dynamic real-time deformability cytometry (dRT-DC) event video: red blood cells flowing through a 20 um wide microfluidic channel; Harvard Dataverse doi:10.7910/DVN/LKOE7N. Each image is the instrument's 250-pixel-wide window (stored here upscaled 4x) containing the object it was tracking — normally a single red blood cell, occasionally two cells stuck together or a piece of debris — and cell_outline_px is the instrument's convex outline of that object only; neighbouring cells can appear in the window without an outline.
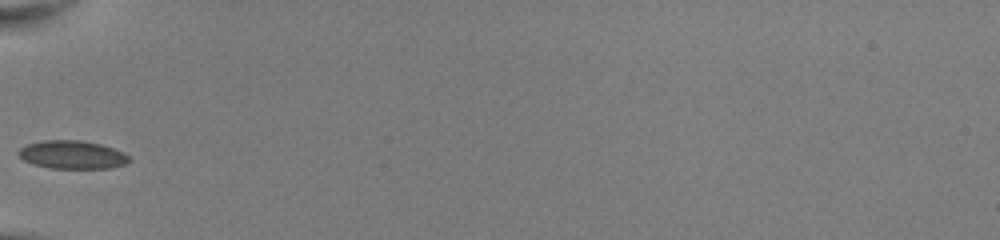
{"species": "common noctule bat (a hibernating species)", "species_latin": "Nyctalus noctula", "temperature_condition": "room temperature", "stored_images_in_passage": 25, "camera_frame_rate_fps": 3000, "um_per_image_px": 0.085, "animal": {"sex": "female", "body_mass_g": 22.0, "forearm_length_mm": 56.7}, "frame": {"image": 1, "passage_image": 1, "time_ms": 0.0, "image_size_px": [1000, 240], "cell_outline_px": [[132, 160], [124, 164], [112, 168], [52, 168], [32, 164], [24, 160], [16, 152], [20, 148], [28, 144], [44, 140], [80, 140], [100, 144], [124, 152]], "centroid_in_image_um": [6.14, 13.15], "position_along_channel_um": 78.9, "area_um2": 18.15}}
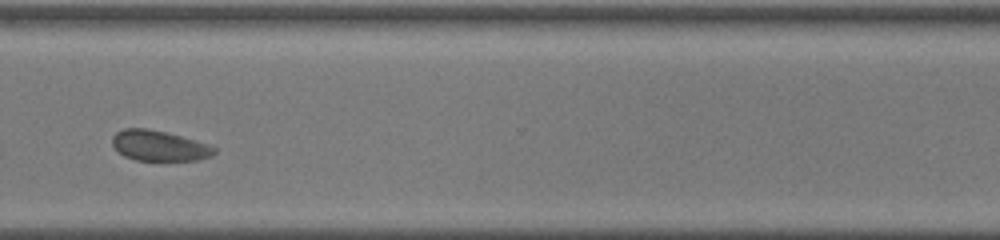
{"frame": {"image": 2, "passage_image": 22, "time_ms": 7.0, "image_size_px": [1000, 240], "cell_outline_px": [[216, 152], [212, 156], [200, 160], [136, 160], [124, 156], [112, 144], [112, 136], [116, 132], [124, 128], [148, 128], [180, 136], [208, 144], [216, 148]], "centroid_in_image_um": [13.53, 12.39], "position_along_channel_um": 357.1, "area_um2": 17.98}, "authors_computed_cell_mechanics": {"area_um2": 18.496, "velocity_mm_per_s": 3.9664, "shape_relaxation_time_tau1_ms": 3.3684, "shape_relaxation_time_tau2_ms": null, "deformation_change_tau1": 0.0581, "deformation_change_tau2": null}}